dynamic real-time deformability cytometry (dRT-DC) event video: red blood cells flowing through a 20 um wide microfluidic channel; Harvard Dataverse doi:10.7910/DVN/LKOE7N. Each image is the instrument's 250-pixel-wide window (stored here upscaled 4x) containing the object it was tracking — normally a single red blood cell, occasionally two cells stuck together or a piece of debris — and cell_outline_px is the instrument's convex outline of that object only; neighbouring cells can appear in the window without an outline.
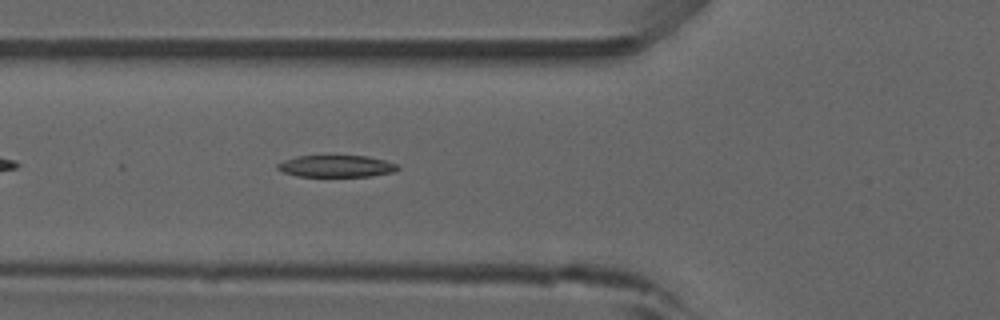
{"species": "common noctule bat (a hibernating species)", "species_latin": "Nyctalus noctula", "temperature_condition": "room temperature", "stored_images_in_passage": 40, "camera_frame_rate_fps": 3000, "um_per_image_px": 0.085, "animal": {"sex": "male", "forearm_length_mm": 52.5}, "frame": {"image": 1, "passage_image": 7, "time_ms": 2.0, "image_size_px": [1000, 320], "cell_outline_px": [[400, 168], [396, 172], [372, 176], [296, 176], [284, 172], [276, 168], [276, 164], [284, 160], [296, 156], [368, 156], [384, 160], [396, 164]], "centroid_in_image_um": [28.6, 14.13], "position_along_channel_um": 97.2, "area_um2": 15.32}}
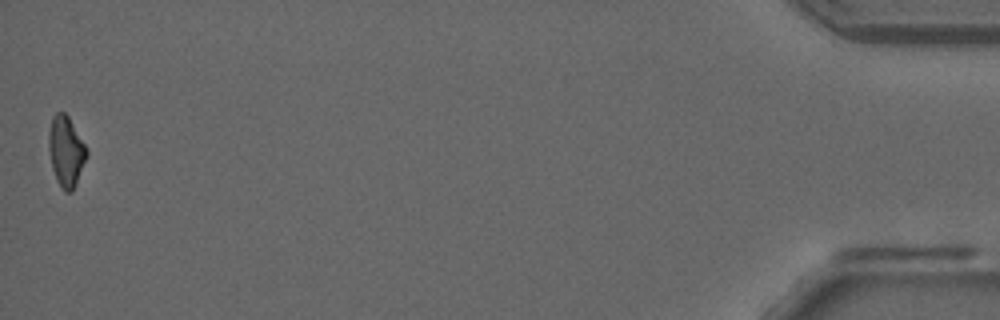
{"frame": {"image": 2, "passage_image": 40, "time_ms": 13.0, "image_size_px": [1000, 320], "cell_outline_px": [[88, 156], [76, 184], [72, 192], [64, 192], [56, 180], [52, 168], [48, 148], [48, 132], [52, 116], [56, 112], [64, 112], [68, 116], [88, 148]], "centroid_in_image_um": [5.62, 12.86], "position_along_channel_um": 429.6, "area_um2": 15.9}, "authors_computed_cell_mechanics": {"area_um2": 15.9239, "velocity_mm_per_s": 3.9143, "shape_relaxation_time_tau1_ms": 9.8756, "shape_relaxation_time_tau2_ms": 6.7743, "deformation_change_tau1": 0.242, "deformation_change_tau2": 0.1537}}